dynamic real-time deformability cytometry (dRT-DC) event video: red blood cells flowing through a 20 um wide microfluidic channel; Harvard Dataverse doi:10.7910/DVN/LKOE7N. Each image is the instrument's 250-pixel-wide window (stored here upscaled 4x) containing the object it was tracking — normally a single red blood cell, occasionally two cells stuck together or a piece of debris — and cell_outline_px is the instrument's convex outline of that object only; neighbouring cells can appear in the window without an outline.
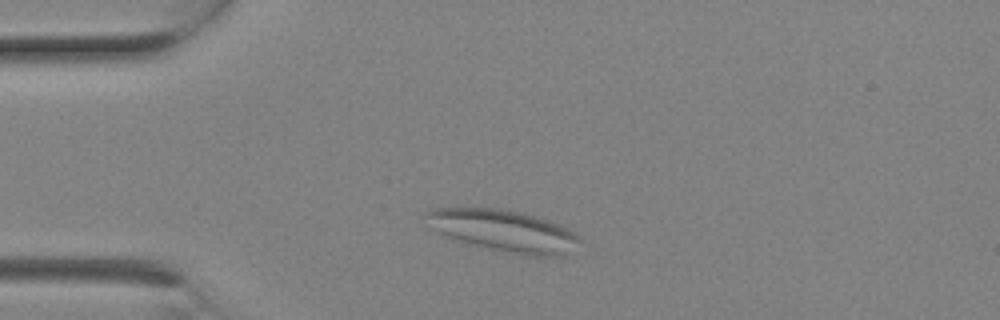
{"species": "Egyptian fruit bat (a non-hibernating species)", "species_latin": "Rousettus aegyptiacus", "temperature_condition": "room temperature", "stored_images_in_passage": 2, "camera_frame_rate_fps": 3000, "um_per_image_px": 0.085, "animal": {"sex": "female"}, "frame": {"image": 1, "passage_image": 2, "time_ms": 0.333, "image_size_px": [1000, 320], "cell_outline_px": [[584, 240], [560, 256], [528, 256], [492, 248], [460, 240], [448, 236], [432, 228], [424, 212], [428, 208], [468, 204], [500, 208], [520, 212], [536, 216], [560, 224], [568, 228], [580, 236]], "centroid_in_image_um": [42.78, 19.53], "position_along_channel_um": 42.2, "area_um2": 37.8}}